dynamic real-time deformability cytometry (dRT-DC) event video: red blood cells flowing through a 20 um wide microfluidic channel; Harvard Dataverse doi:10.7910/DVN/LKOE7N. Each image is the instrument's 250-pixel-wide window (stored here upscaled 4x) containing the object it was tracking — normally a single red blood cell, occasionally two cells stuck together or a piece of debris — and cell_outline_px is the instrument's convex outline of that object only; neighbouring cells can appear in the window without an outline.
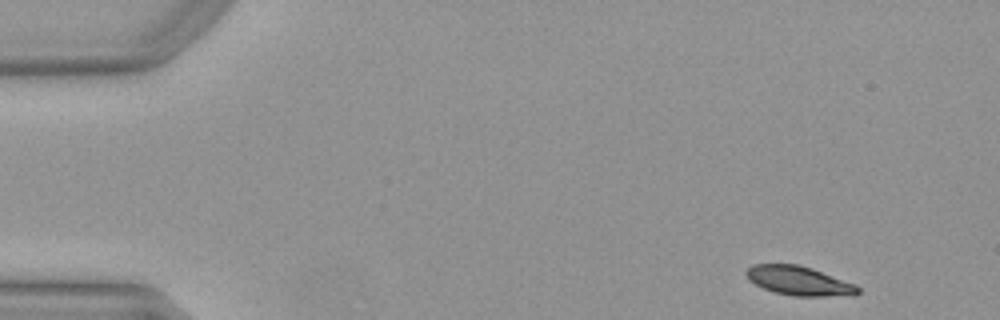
{"species": "Egyptian fruit bat (a non-hibernating species)", "species_latin": "Rousettus aegyptiacus", "temperature_condition": "warm", "stored_images_in_passage": 45, "camera_frame_rate_fps": 3000, "um_per_image_px": 0.085, "animal": {"sex": "female"}, "frame": {"image": 1, "passage_image": 1, "time_ms": 0.0, "image_size_px": [1000, 320], "cell_outline_px": [[860, 292], [824, 296], [792, 296], [776, 292], [764, 288], [748, 280], [744, 272], [752, 264], [796, 264], [812, 268], [856, 284], [860, 288]], "centroid_in_image_um": [67.85, 23.84], "position_along_channel_um": 17.1, "area_um2": 18.67}}
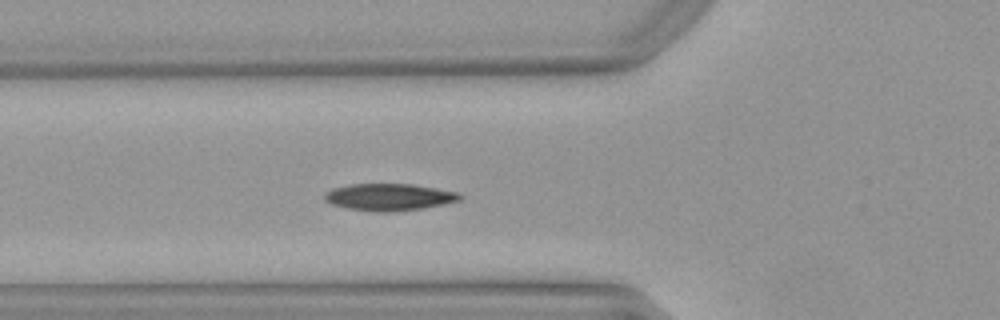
{"frame": {"image": 2, "passage_image": 15, "time_ms": 4.667, "image_size_px": [1000, 320], "cell_outline_px": [[464, 196], [460, 200], [444, 204], [424, 208], [396, 212], [376, 212], [348, 208], [332, 204], [324, 200], [324, 192], [332, 188], [352, 184], [412, 184], [436, 188], [456, 192]], "centroid_in_image_um": [33.07, 16.75], "position_along_channel_um": 92.7, "area_um2": 21.39}}
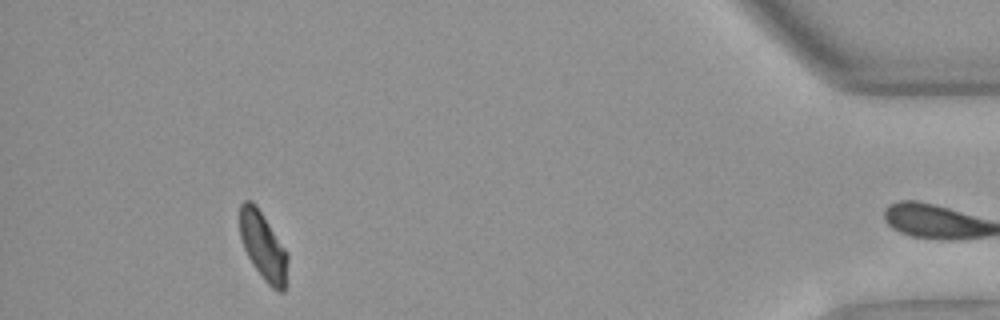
{"frame": {"image": 3, "passage_image": 44, "time_ms": 14.333, "image_size_px": [1000, 320], "cell_outline_px": [[288, 256], [284, 292], [280, 292], [272, 288], [264, 280], [252, 264], [244, 248], [240, 236], [240, 204], [244, 200], [252, 200], [288, 252]], "centroid_in_image_um": [22.36, 20.93], "position_along_channel_um": 412.8, "area_um2": 18.73}}